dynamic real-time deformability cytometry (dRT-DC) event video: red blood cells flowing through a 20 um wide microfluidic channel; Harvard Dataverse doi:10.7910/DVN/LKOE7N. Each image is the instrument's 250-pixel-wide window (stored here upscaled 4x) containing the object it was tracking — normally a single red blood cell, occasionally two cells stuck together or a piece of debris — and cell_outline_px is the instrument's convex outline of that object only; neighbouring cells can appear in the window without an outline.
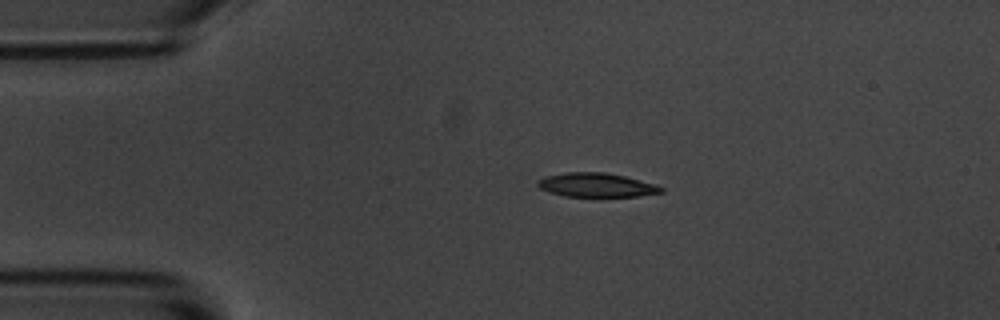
{"species": "common noctule bat (a hibernating species)", "species_latin": "Nyctalus noctula", "temperature_condition": "room temperature", "stored_images_in_passage": 45, "camera_frame_rate_fps": 3000, "um_per_image_px": 0.085, "animal": {"sex": "male", "body_mass_g": 20.1, "forearm_length_mm": 53.5}, "frame": {"image": 1, "passage_image": 1, "time_ms": 0.0, "image_size_px": [1000, 320], "cell_outline_px": [[664, 192], [636, 196], [564, 196], [548, 192], [540, 188], [536, 184], [536, 180], [544, 176], [564, 172], [604, 172], [624, 176], [656, 184], [664, 188]], "centroid_in_image_um": [50.65, 15.72], "position_along_channel_um": 34.3, "area_um2": 17.34}}
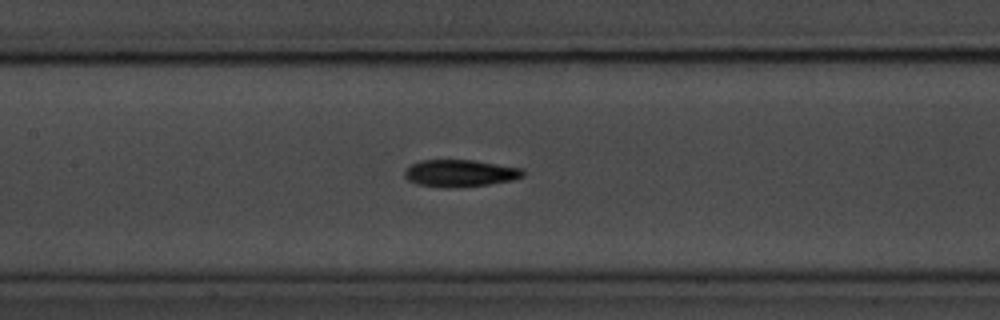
{"frame": {"image": 2, "passage_image": 15, "time_ms": 4.667, "image_size_px": [1000, 320], "cell_outline_px": [[524, 176], [512, 180], [488, 184], [456, 188], [448, 188], [416, 184], [408, 180], [404, 176], [404, 168], [420, 160], [476, 160], [520, 168], [524, 172]], "centroid_in_image_um": [39.06, 14.72], "position_along_channel_um": 168.3, "area_um2": 18.79}}
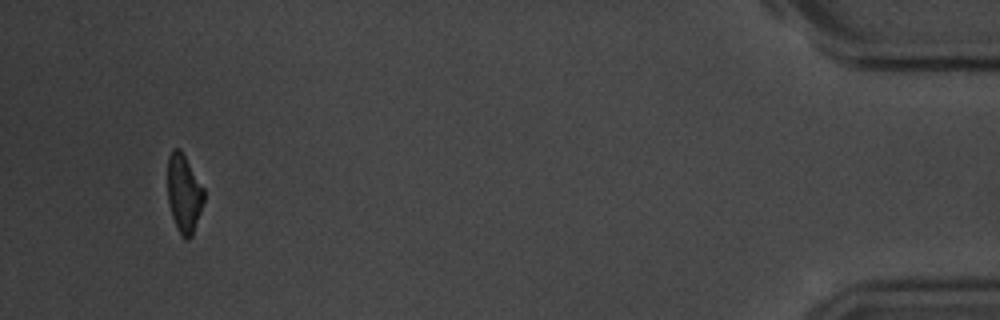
{"frame": {"image": 3, "passage_image": 42, "time_ms": 13.667, "image_size_px": [1000, 320], "cell_outline_px": [[204, 200], [192, 236], [188, 240], [184, 240], [176, 228], [172, 216], [168, 200], [168, 156], [176, 148], [180, 148], [204, 188]], "centroid_in_image_um": [15.64, 16.48], "position_along_channel_um": 419.6, "area_um2": 16.47}, "authors_computed_cell_mechanics": {"area_um2": 18.0336, "velocity_mm_per_s": 3.6442, "shape_relaxation_time_tau1_ms": 3.3062, "shape_relaxation_time_tau2_ms": 6.7632, "deformation_change_tau1": 0.1835, "deformation_change_tau2": 0.1609}}